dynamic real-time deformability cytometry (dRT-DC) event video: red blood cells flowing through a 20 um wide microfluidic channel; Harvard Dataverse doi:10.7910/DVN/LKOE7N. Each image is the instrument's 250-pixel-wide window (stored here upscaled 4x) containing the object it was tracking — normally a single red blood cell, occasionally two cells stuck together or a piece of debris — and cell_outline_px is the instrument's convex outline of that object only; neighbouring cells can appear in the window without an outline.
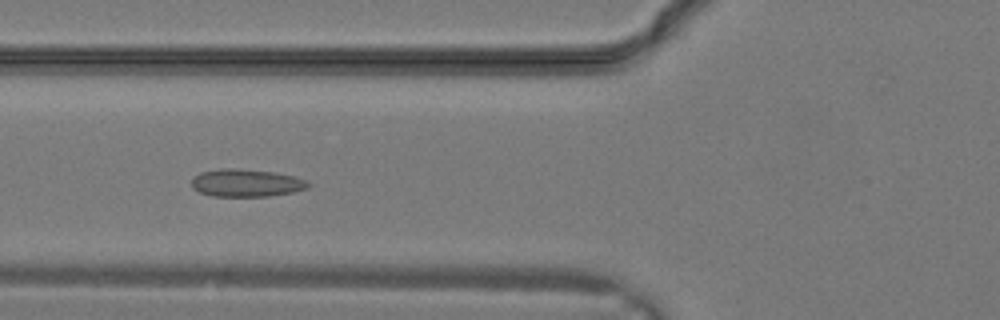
{"species": "common noctule bat (a hibernating species)", "species_latin": "Nyctalus noctula", "temperature_condition": "warm", "stored_images_in_passage": 30, "camera_frame_rate_fps": 3000, "um_per_image_px": 0.085, "animal": {"sex": "male", "body_mass_g": 19.2, "forearm_length_mm": 51.8}, "frame": {"image": 1, "passage_image": 10, "time_ms": 3.0, "image_size_px": [1000, 320], "cell_outline_px": [[312, 184], [308, 188], [292, 192], [268, 196], [212, 196], [200, 192], [192, 188], [192, 180], [200, 172], [220, 168], [232, 168], [276, 172], [296, 176], [308, 180]], "centroid_in_image_um": [20.98, 15.54], "position_along_channel_um": 104.8, "area_um2": 18.9}}
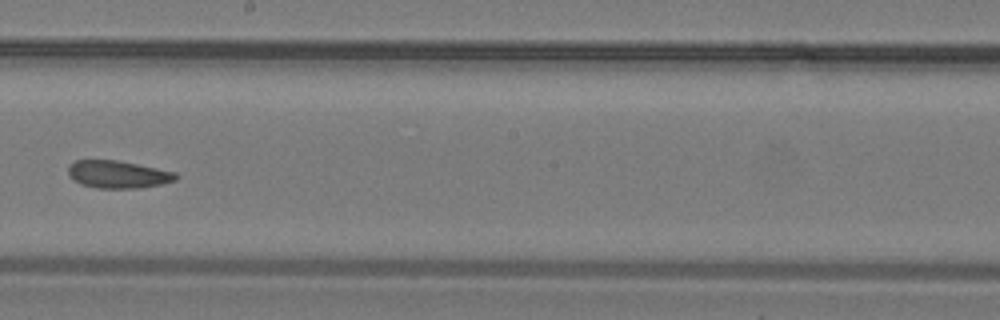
{"frame": {"image": 2, "passage_image": 16, "time_ms": 5.0, "image_size_px": [1000, 320], "cell_outline_px": [[180, 176], [176, 180], [160, 184], [140, 188], [96, 188], [80, 184], [68, 172], [68, 164], [76, 160], [116, 160], [176, 172]], "centroid_in_image_um": [10.04, 14.82], "position_along_channel_um": 238.2, "area_um2": 17.17}}
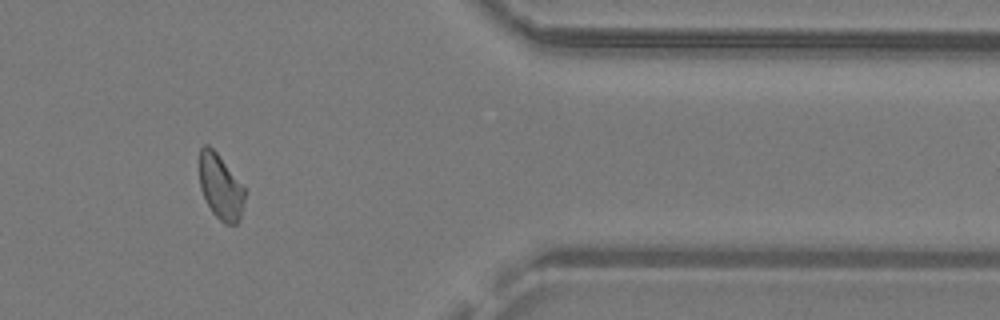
{"frame": {"image": 3, "passage_image": 24, "time_ms": 7.667, "image_size_px": [1000, 320], "cell_outline_px": [[244, 200], [240, 220], [236, 224], [224, 224], [212, 212], [200, 188], [200, 148], [204, 144], [208, 144], [216, 152], [244, 188]], "centroid_in_image_um": [18.74, 15.9], "position_along_channel_um": 392.7, "area_um2": 16.82}}